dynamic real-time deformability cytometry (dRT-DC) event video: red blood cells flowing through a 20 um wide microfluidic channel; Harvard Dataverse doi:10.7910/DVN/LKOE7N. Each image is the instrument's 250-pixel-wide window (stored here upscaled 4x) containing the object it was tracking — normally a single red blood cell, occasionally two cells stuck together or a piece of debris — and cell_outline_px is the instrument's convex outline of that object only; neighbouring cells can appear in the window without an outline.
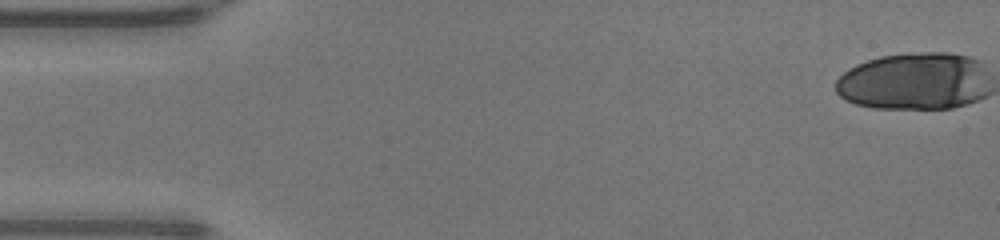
{"species": "human", "species_latin": "Homo sapiens", "temperature_condition": "warm", "stored_images_in_passage": 31, "segment_of_instrument_passage": [1, 2], "camera_frame_rate_fps": 3000, "um_per_image_px": 0.085, "donor": {"sex": "male"}, "frame": {"image": 1, "passage_image": 1, "time_ms": 0.0, "image_size_px": [1000, 240], "cell_outline_px": [[968, 100], [960, 104], [944, 108], [916, 108], [864, 104], [852, 100], [844, 96], [836, 88], [836, 84], [852, 68], [872, 60], [892, 56], [960, 56]], "centroid_in_image_um": [77.09, 6.99], "position_along_channel_um": 7.9, "area_um2": 41.21}}
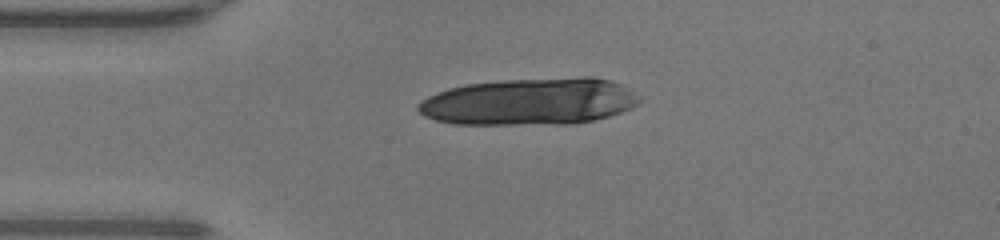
{"frame": {"image": 2, "passage_image": 12, "time_ms": 3.667, "image_size_px": [1000, 240], "cell_outline_px": [[612, 112], [600, 116], [584, 120], [444, 120], [432, 116], [424, 112], [420, 108], [428, 100], [444, 92], [456, 88], [480, 84], [556, 80], [600, 80]], "centroid_in_image_um": [44.37, 8.63], "position_along_channel_um": 40.6, "area_um2": 46.3}}